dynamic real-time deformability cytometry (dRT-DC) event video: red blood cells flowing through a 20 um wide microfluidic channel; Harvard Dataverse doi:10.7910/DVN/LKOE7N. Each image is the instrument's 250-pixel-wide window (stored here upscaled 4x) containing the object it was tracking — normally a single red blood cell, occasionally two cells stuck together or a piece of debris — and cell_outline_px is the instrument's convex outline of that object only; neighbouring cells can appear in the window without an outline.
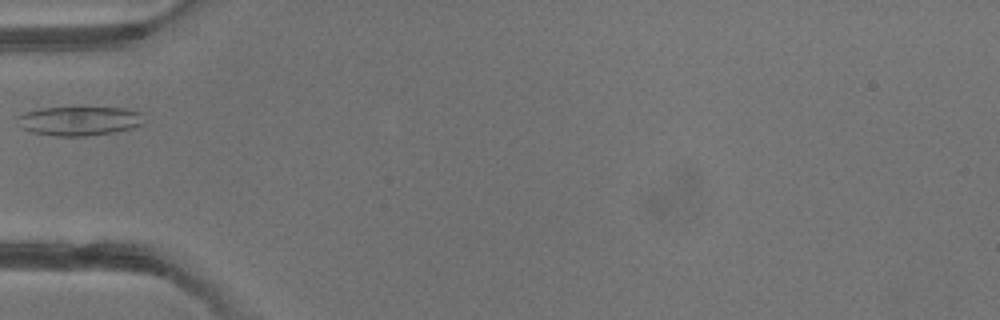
{"species": "common noctule bat (a hibernating species)", "species_latin": "Nyctalus noctula", "temperature_condition": "warm", "stored_images_in_passage": 2, "camera_frame_rate_fps": 3000, "um_per_image_px": 0.085, "animal": {"sex": "male", "body_mass_g": 13.3}, "frame": {"image": 1, "passage_image": 2, "time_ms": 1.333, "image_size_px": [1000, 320], "cell_outline_px": [[144, 124], [132, 128], [116, 132], [84, 136], [56, 136], [32, 132], [20, 128], [16, 116], [24, 112], [40, 108], [128, 108], [144, 112]], "centroid_in_image_um": [6.77, 10.28], "position_along_channel_um": 78.2, "area_um2": 21.79}}